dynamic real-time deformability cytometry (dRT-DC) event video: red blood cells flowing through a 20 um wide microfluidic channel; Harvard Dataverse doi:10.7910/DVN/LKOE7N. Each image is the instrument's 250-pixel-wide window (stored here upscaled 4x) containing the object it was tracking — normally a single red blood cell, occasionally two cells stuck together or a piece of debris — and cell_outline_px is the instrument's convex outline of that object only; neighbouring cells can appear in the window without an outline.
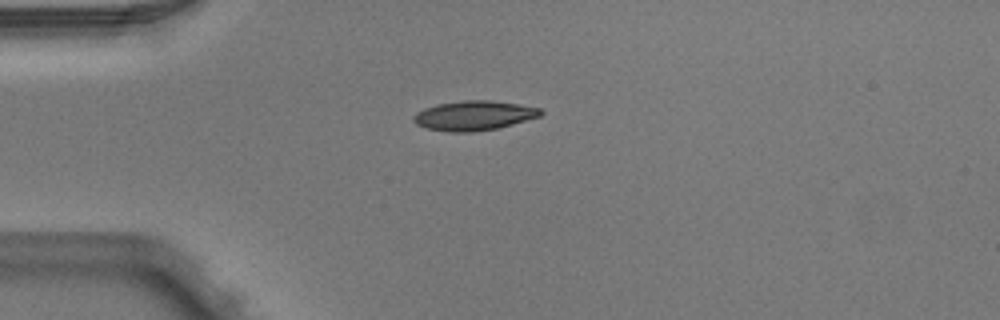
{"species": "Egyptian fruit bat (a non-hibernating species)", "species_latin": "Rousettus aegyptiacus", "temperature_condition": "warm", "stored_images_in_passage": 1, "camera_frame_rate_fps": 3000, "um_per_image_px": 0.085, "animal": {"sex": "male"}, "frame": {"image": 1, "passage_image": 1, "time_ms": 0.0, "image_size_px": [1000, 320], "cell_outline_px": [[544, 112], [540, 116], [512, 124], [496, 128], [472, 132], [452, 132], [428, 128], [416, 124], [412, 120], [412, 116], [416, 112], [424, 108], [436, 104], [464, 100], [492, 100], [540, 108]], "centroid_in_image_um": [40.25, 9.81], "position_along_channel_um": 44.7, "area_um2": 21.79}}